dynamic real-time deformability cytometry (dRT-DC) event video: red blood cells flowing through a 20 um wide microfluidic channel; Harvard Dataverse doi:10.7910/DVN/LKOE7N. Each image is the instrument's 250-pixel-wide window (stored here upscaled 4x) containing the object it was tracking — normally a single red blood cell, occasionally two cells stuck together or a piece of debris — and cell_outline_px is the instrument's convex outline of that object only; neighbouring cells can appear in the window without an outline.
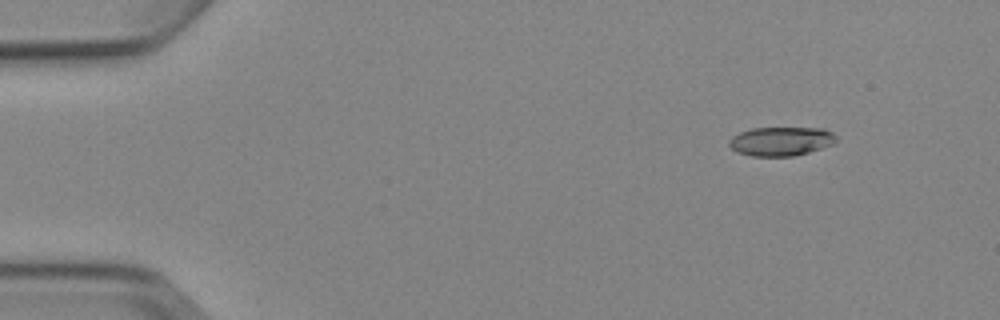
{"species": "Egyptian fruit bat (a non-hibernating species)", "species_latin": "Rousettus aegyptiacus", "temperature_condition": "cold", "stored_images_in_passage": 5, "camera_frame_rate_fps": 3000, "um_per_image_px": 0.085, "animal": {"sex": "female"}, "frame": {"image": 1, "passage_image": 2, "time_ms": 1.333, "image_size_px": [1000, 320], "cell_outline_px": [[836, 140], [832, 144], [808, 152], [792, 156], [752, 156], [736, 152], [728, 144], [728, 140], [732, 136], [740, 132], [752, 128], [824, 128], [832, 132], [836, 136]], "centroid_in_image_um": [66.35, 12.0], "position_along_channel_um": 18.6, "area_um2": 18.03}}
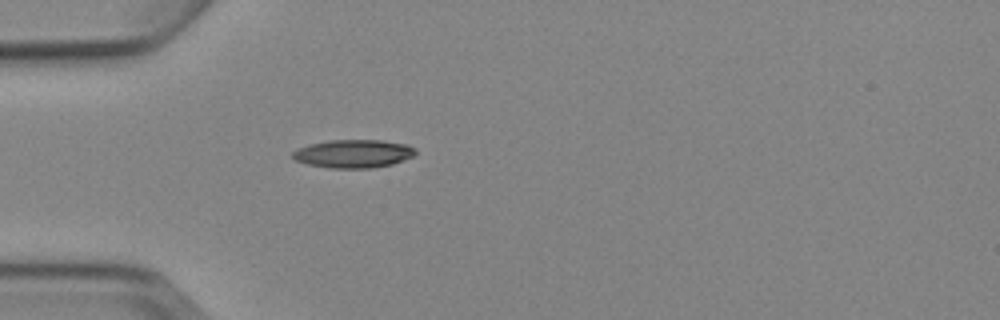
{"frame": {"image": 2, "passage_image": 5, "time_ms": 4.667, "image_size_px": [1000, 320], "cell_outline_px": [[416, 152], [412, 156], [392, 164], [372, 168], [328, 168], [308, 164], [296, 160], [292, 156], [292, 152], [300, 148], [312, 144], [328, 140], [384, 140], [408, 144], [416, 148]], "centroid_in_image_um": [30.08, 13.06], "position_along_channel_um": 54.9, "area_um2": 20.11}}